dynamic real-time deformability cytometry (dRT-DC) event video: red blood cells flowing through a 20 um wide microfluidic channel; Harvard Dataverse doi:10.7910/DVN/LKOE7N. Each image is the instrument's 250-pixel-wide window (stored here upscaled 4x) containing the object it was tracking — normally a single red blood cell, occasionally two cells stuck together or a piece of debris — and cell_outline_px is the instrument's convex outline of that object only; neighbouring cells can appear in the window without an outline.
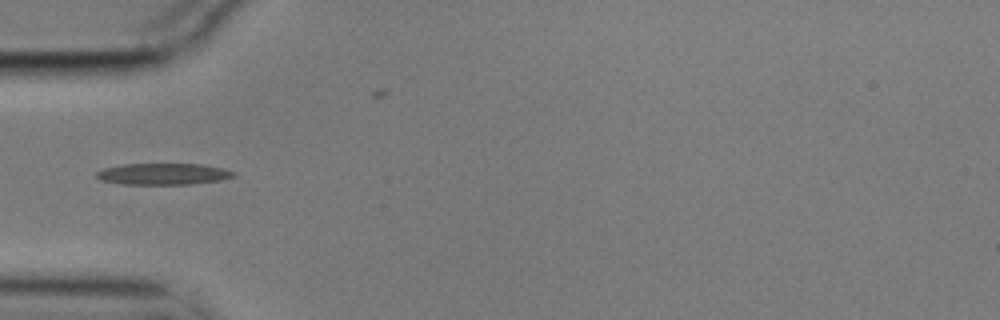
{"species": "common noctule bat (a hibernating species)", "species_latin": "Nyctalus noctula", "temperature_condition": "cold", "stored_images_in_passage": 1, "camera_frame_rate_fps": 3000, "um_per_image_px": 0.085, "animal": {"sex": "male", "body_mass_g": 17.9}, "frame": {"image": 1, "passage_image": 1, "time_ms": 0.0, "image_size_px": [1000, 320], "cell_outline_px": [[236, 176], [220, 180], [192, 184], [124, 184], [100, 180], [96, 176], [96, 172], [104, 168], [124, 164], [200, 164], [224, 168], [236, 172]], "centroid_in_image_um": [13.9, 14.79], "position_along_channel_um": 71.1, "area_um2": 17.11}}